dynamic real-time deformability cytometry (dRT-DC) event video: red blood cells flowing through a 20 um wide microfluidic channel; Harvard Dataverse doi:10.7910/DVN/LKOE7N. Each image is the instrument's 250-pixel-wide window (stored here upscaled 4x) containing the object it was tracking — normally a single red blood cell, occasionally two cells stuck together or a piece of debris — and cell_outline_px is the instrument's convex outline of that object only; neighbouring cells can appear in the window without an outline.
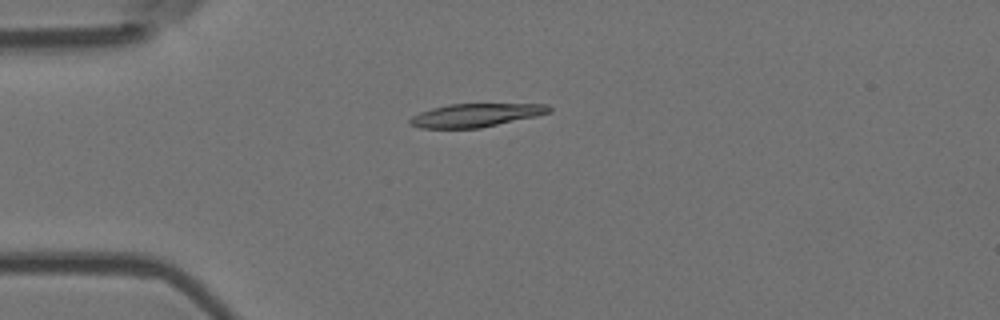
{"species": "Egyptian fruit bat (a non-hibernating species)", "species_latin": "Rousettus aegyptiacus", "temperature_condition": "room temperature", "stored_images_in_passage": 7, "camera_frame_rate_fps": 3000, "um_per_image_px": 0.085, "animal": {"sex": "female"}, "frame": {"image": 1, "passage_image": 4, "time_ms": 1.0, "image_size_px": [1000, 320], "cell_outline_px": [[552, 112], [536, 116], [480, 128], [420, 128], [408, 124], [408, 120], [412, 116], [420, 112], [432, 108], [448, 104], [548, 104], [552, 108]], "centroid_in_image_um": [40.43, 9.79], "position_along_channel_um": 44.6, "area_um2": 18.96}}
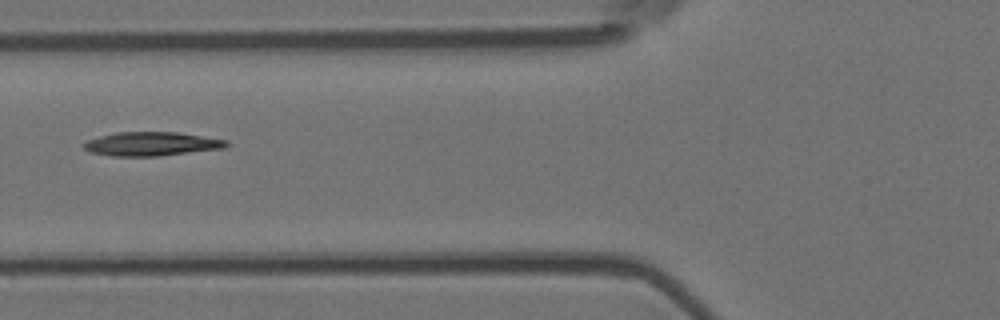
{"frame": {"image": 2, "passage_image": 6, "time_ms": 1.667, "image_size_px": [1000, 320], "cell_outline_px": [[228, 144], [224, 148], [160, 156], [112, 156], [88, 152], [80, 144], [84, 140], [116, 132], [176, 132], [228, 140]], "centroid_in_image_um": [12.8, 12.23], "position_along_channel_um": 113.0, "area_um2": 20.0}}
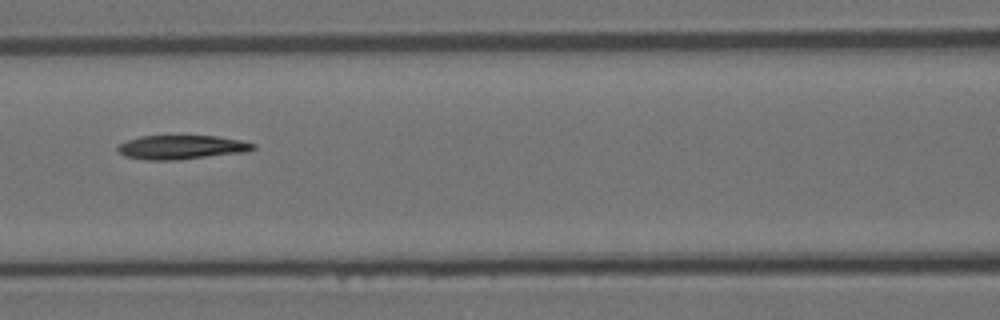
{"frame": {"image": 3, "passage_image": 7, "time_ms": 2.0, "image_size_px": [1000, 320], "cell_outline_px": [[256, 148], [248, 152], [176, 160], [144, 160], [124, 156], [116, 148], [120, 144], [128, 140], [140, 136], [216, 136], [240, 140], [256, 144]], "centroid_in_image_um": [15.46, 12.52], "position_along_channel_um": 151.1, "area_um2": 19.02}}